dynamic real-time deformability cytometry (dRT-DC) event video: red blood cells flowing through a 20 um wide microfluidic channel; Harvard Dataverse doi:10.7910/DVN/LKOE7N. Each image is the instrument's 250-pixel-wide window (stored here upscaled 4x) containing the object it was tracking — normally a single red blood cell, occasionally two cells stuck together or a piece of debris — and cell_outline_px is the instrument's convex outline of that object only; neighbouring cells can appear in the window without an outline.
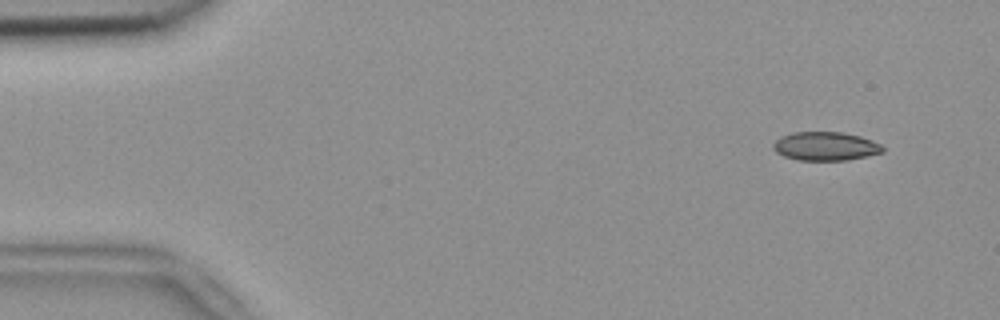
{"species": "common noctule bat (a hibernating species)", "species_latin": "Nyctalus noctula", "temperature_condition": "room temperature", "stored_images_in_passage": 15, "camera_frame_rate_fps": 3000, "um_per_image_px": 0.085, "animal": {"sex": "female", "body_mass_g": 18.4}, "frame": {"image": 1, "passage_image": 5, "time_ms": 1.333, "image_size_px": [1000, 320], "cell_outline_px": [[884, 152], [868, 156], [848, 160], [796, 160], [784, 156], [776, 152], [772, 148], [772, 144], [780, 136], [792, 132], [840, 132], [860, 136], [872, 140], [880, 144], [884, 148]], "centroid_in_image_um": [70.15, 12.43], "position_along_channel_um": 14.8, "area_um2": 18.44}}